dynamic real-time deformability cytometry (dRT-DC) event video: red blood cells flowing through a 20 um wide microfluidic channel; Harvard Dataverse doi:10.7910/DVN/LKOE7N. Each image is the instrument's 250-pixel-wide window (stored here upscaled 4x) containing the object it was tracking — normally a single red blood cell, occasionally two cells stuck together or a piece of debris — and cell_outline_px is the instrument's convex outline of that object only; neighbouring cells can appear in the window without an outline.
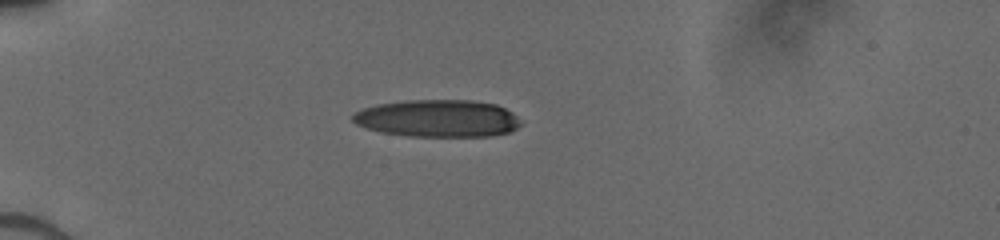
{"species": "human", "species_latin": "Homo sapiens", "temperature_condition": "cold", "stored_images_in_passage": 14, "camera_frame_rate_fps": 3000, "um_per_image_px": 0.085, "donor": {"sex": "male"}, "frame": {"image": 1, "passage_image": 1, "time_ms": 0.0, "image_size_px": [1000, 240], "cell_outline_px": [[520, 124], [516, 128], [508, 132], [492, 136], [408, 136], [380, 132], [364, 128], [356, 124], [352, 120], [352, 116], [356, 112], [364, 108], [376, 104], [404, 100], [472, 100], [496, 104], [512, 112], [520, 120]], "centroid_in_image_um": [37.18, 10.06], "position_along_channel_um": 47.8, "area_um2": 36.65}}
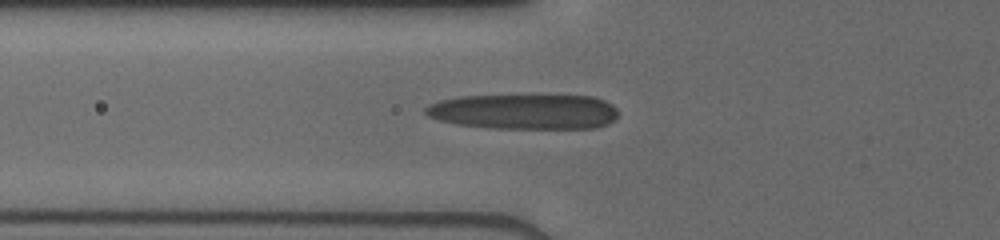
{"frame": {"image": 2, "passage_image": 9, "time_ms": 1.667, "image_size_px": [1000, 240], "cell_outline_px": [[616, 116], [608, 124], [596, 128], [488, 128], [456, 124], [440, 120], [428, 116], [424, 112], [424, 108], [428, 104], [440, 100], [460, 96], [592, 96], [604, 100], [612, 104], [616, 108]], "centroid_in_image_um": [44.53, 9.49], "position_along_channel_um": 81.3, "area_um2": 39.42}}